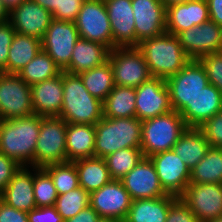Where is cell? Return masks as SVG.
<instances>
[{"label": "cell", "instance_id": "1", "mask_svg": "<svg viewBox=\"0 0 222 222\" xmlns=\"http://www.w3.org/2000/svg\"><path fill=\"white\" fill-rule=\"evenodd\" d=\"M41 116L0 120V153L26 166L34 161Z\"/></svg>", "mask_w": 222, "mask_h": 222}, {"label": "cell", "instance_id": "2", "mask_svg": "<svg viewBox=\"0 0 222 222\" xmlns=\"http://www.w3.org/2000/svg\"><path fill=\"white\" fill-rule=\"evenodd\" d=\"M152 77L167 79L180 71L191 59L176 35L164 32L137 45Z\"/></svg>", "mask_w": 222, "mask_h": 222}, {"label": "cell", "instance_id": "3", "mask_svg": "<svg viewBox=\"0 0 222 222\" xmlns=\"http://www.w3.org/2000/svg\"><path fill=\"white\" fill-rule=\"evenodd\" d=\"M58 117L67 123L95 125L103 117V102L87 91L78 74L63 71V105Z\"/></svg>", "mask_w": 222, "mask_h": 222}, {"label": "cell", "instance_id": "4", "mask_svg": "<svg viewBox=\"0 0 222 222\" xmlns=\"http://www.w3.org/2000/svg\"><path fill=\"white\" fill-rule=\"evenodd\" d=\"M142 121L137 117L102 119L95 124L94 156L104 158L124 148L141 147Z\"/></svg>", "mask_w": 222, "mask_h": 222}, {"label": "cell", "instance_id": "5", "mask_svg": "<svg viewBox=\"0 0 222 222\" xmlns=\"http://www.w3.org/2000/svg\"><path fill=\"white\" fill-rule=\"evenodd\" d=\"M187 128L181 115L174 110L142 121L140 148L144 157L172 150Z\"/></svg>", "mask_w": 222, "mask_h": 222}, {"label": "cell", "instance_id": "6", "mask_svg": "<svg viewBox=\"0 0 222 222\" xmlns=\"http://www.w3.org/2000/svg\"><path fill=\"white\" fill-rule=\"evenodd\" d=\"M66 128L67 122L61 117L41 116L32 167L44 168L50 164L66 162Z\"/></svg>", "mask_w": 222, "mask_h": 222}, {"label": "cell", "instance_id": "7", "mask_svg": "<svg viewBox=\"0 0 222 222\" xmlns=\"http://www.w3.org/2000/svg\"><path fill=\"white\" fill-rule=\"evenodd\" d=\"M109 63L114 85L138 87L152 76L138 47H118L110 51Z\"/></svg>", "mask_w": 222, "mask_h": 222}, {"label": "cell", "instance_id": "8", "mask_svg": "<svg viewBox=\"0 0 222 222\" xmlns=\"http://www.w3.org/2000/svg\"><path fill=\"white\" fill-rule=\"evenodd\" d=\"M34 114L31 85L18 74L0 73V120Z\"/></svg>", "mask_w": 222, "mask_h": 222}, {"label": "cell", "instance_id": "9", "mask_svg": "<svg viewBox=\"0 0 222 222\" xmlns=\"http://www.w3.org/2000/svg\"><path fill=\"white\" fill-rule=\"evenodd\" d=\"M208 83L204 67L198 60H190L175 75L166 79L172 109L179 112Z\"/></svg>", "mask_w": 222, "mask_h": 222}, {"label": "cell", "instance_id": "10", "mask_svg": "<svg viewBox=\"0 0 222 222\" xmlns=\"http://www.w3.org/2000/svg\"><path fill=\"white\" fill-rule=\"evenodd\" d=\"M75 24L80 38L113 49L111 24L104 0H86Z\"/></svg>", "mask_w": 222, "mask_h": 222}, {"label": "cell", "instance_id": "11", "mask_svg": "<svg viewBox=\"0 0 222 222\" xmlns=\"http://www.w3.org/2000/svg\"><path fill=\"white\" fill-rule=\"evenodd\" d=\"M79 38L75 22L52 19L41 40L42 50L64 71Z\"/></svg>", "mask_w": 222, "mask_h": 222}, {"label": "cell", "instance_id": "12", "mask_svg": "<svg viewBox=\"0 0 222 222\" xmlns=\"http://www.w3.org/2000/svg\"><path fill=\"white\" fill-rule=\"evenodd\" d=\"M180 198L199 222L222 216V183H189Z\"/></svg>", "mask_w": 222, "mask_h": 222}, {"label": "cell", "instance_id": "13", "mask_svg": "<svg viewBox=\"0 0 222 222\" xmlns=\"http://www.w3.org/2000/svg\"><path fill=\"white\" fill-rule=\"evenodd\" d=\"M176 36L191 60H198L203 55L222 51V27L210 19Z\"/></svg>", "mask_w": 222, "mask_h": 222}, {"label": "cell", "instance_id": "14", "mask_svg": "<svg viewBox=\"0 0 222 222\" xmlns=\"http://www.w3.org/2000/svg\"><path fill=\"white\" fill-rule=\"evenodd\" d=\"M149 159L154 165L164 191L180 197L190 183V169L187 165L173 149L154 154Z\"/></svg>", "mask_w": 222, "mask_h": 222}, {"label": "cell", "instance_id": "15", "mask_svg": "<svg viewBox=\"0 0 222 222\" xmlns=\"http://www.w3.org/2000/svg\"><path fill=\"white\" fill-rule=\"evenodd\" d=\"M135 117L145 121L172 111L170 94L166 80L151 77L135 88Z\"/></svg>", "mask_w": 222, "mask_h": 222}, {"label": "cell", "instance_id": "16", "mask_svg": "<svg viewBox=\"0 0 222 222\" xmlns=\"http://www.w3.org/2000/svg\"><path fill=\"white\" fill-rule=\"evenodd\" d=\"M132 199L121 180H111L100 189L90 193V206L101 218L124 221Z\"/></svg>", "mask_w": 222, "mask_h": 222}, {"label": "cell", "instance_id": "17", "mask_svg": "<svg viewBox=\"0 0 222 222\" xmlns=\"http://www.w3.org/2000/svg\"><path fill=\"white\" fill-rule=\"evenodd\" d=\"M136 47L146 39L166 32V7L161 0H131Z\"/></svg>", "mask_w": 222, "mask_h": 222}, {"label": "cell", "instance_id": "18", "mask_svg": "<svg viewBox=\"0 0 222 222\" xmlns=\"http://www.w3.org/2000/svg\"><path fill=\"white\" fill-rule=\"evenodd\" d=\"M52 19V14L33 0H25L9 12V22L16 33L40 40Z\"/></svg>", "mask_w": 222, "mask_h": 222}, {"label": "cell", "instance_id": "19", "mask_svg": "<svg viewBox=\"0 0 222 222\" xmlns=\"http://www.w3.org/2000/svg\"><path fill=\"white\" fill-rule=\"evenodd\" d=\"M132 200L168 195L161 187L152 161L144 157L121 179Z\"/></svg>", "mask_w": 222, "mask_h": 222}, {"label": "cell", "instance_id": "20", "mask_svg": "<svg viewBox=\"0 0 222 222\" xmlns=\"http://www.w3.org/2000/svg\"><path fill=\"white\" fill-rule=\"evenodd\" d=\"M111 24L113 49L136 47L135 20L131 0H104Z\"/></svg>", "mask_w": 222, "mask_h": 222}, {"label": "cell", "instance_id": "21", "mask_svg": "<svg viewBox=\"0 0 222 222\" xmlns=\"http://www.w3.org/2000/svg\"><path fill=\"white\" fill-rule=\"evenodd\" d=\"M221 110L222 94L213 84L208 83L178 113L188 128H198Z\"/></svg>", "mask_w": 222, "mask_h": 222}, {"label": "cell", "instance_id": "22", "mask_svg": "<svg viewBox=\"0 0 222 222\" xmlns=\"http://www.w3.org/2000/svg\"><path fill=\"white\" fill-rule=\"evenodd\" d=\"M209 20L206 0H189L166 7V32L178 33Z\"/></svg>", "mask_w": 222, "mask_h": 222}, {"label": "cell", "instance_id": "23", "mask_svg": "<svg viewBox=\"0 0 222 222\" xmlns=\"http://www.w3.org/2000/svg\"><path fill=\"white\" fill-rule=\"evenodd\" d=\"M34 113L42 116H59L63 105V71L50 79L31 85Z\"/></svg>", "mask_w": 222, "mask_h": 222}, {"label": "cell", "instance_id": "24", "mask_svg": "<svg viewBox=\"0 0 222 222\" xmlns=\"http://www.w3.org/2000/svg\"><path fill=\"white\" fill-rule=\"evenodd\" d=\"M33 183L34 174L26 166H21L0 194V199L7 205L28 213L36 208Z\"/></svg>", "mask_w": 222, "mask_h": 222}, {"label": "cell", "instance_id": "25", "mask_svg": "<svg viewBox=\"0 0 222 222\" xmlns=\"http://www.w3.org/2000/svg\"><path fill=\"white\" fill-rule=\"evenodd\" d=\"M111 49L103 44L79 38L76 42L69 66L64 70L80 74L108 61Z\"/></svg>", "mask_w": 222, "mask_h": 222}, {"label": "cell", "instance_id": "26", "mask_svg": "<svg viewBox=\"0 0 222 222\" xmlns=\"http://www.w3.org/2000/svg\"><path fill=\"white\" fill-rule=\"evenodd\" d=\"M177 198L168 194L158 198L132 200L124 222H165L170 205Z\"/></svg>", "mask_w": 222, "mask_h": 222}, {"label": "cell", "instance_id": "27", "mask_svg": "<svg viewBox=\"0 0 222 222\" xmlns=\"http://www.w3.org/2000/svg\"><path fill=\"white\" fill-rule=\"evenodd\" d=\"M95 148V125L67 123L66 162L93 157Z\"/></svg>", "mask_w": 222, "mask_h": 222}, {"label": "cell", "instance_id": "28", "mask_svg": "<svg viewBox=\"0 0 222 222\" xmlns=\"http://www.w3.org/2000/svg\"><path fill=\"white\" fill-rule=\"evenodd\" d=\"M73 162L78 173L79 186L88 193L100 189L112 180L104 158L93 156Z\"/></svg>", "mask_w": 222, "mask_h": 222}, {"label": "cell", "instance_id": "29", "mask_svg": "<svg viewBox=\"0 0 222 222\" xmlns=\"http://www.w3.org/2000/svg\"><path fill=\"white\" fill-rule=\"evenodd\" d=\"M209 143L198 128H187L174 144L173 150L191 170L206 155Z\"/></svg>", "mask_w": 222, "mask_h": 222}, {"label": "cell", "instance_id": "30", "mask_svg": "<svg viewBox=\"0 0 222 222\" xmlns=\"http://www.w3.org/2000/svg\"><path fill=\"white\" fill-rule=\"evenodd\" d=\"M7 73L18 74L42 49L41 40L15 33L9 47Z\"/></svg>", "mask_w": 222, "mask_h": 222}, {"label": "cell", "instance_id": "31", "mask_svg": "<svg viewBox=\"0 0 222 222\" xmlns=\"http://www.w3.org/2000/svg\"><path fill=\"white\" fill-rule=\"evenodd\" d=\"M136 91L134 87L114 86L103 101V117H135Z\"/></svg>", "mask_w": 222, "mask_h": 222}, {"label": "cell", "instance_id": "32", "mask_svg": "<svg viewBox=\"0 0 222 222\" xmlns=\"http://www.w3.org/2000/svg\"><path fill=\"white\" fill-rule=\"evenodd\" d=\"M78 75L87 91L102 102L115 86L109 60L100 66L81 72Z\"/></svg>", "mask_w": 222, "mask_h": 222}, {"label": "cell", "instance_id": "33", "mask_svg": "<svg viewBox=\"0 0 222 222\" xmlns=\"http://www.w3.org/2000/svg\"><path fill=\"white\" fill-rule=\"evenodd\" d=\"M190 183H222V148L208 149L203 159L190 170Z\"/></svg>", "mask_w": 222, "mask_h": 222}, {"label": "cell", "instance_id": "34", "mask_svg": "<svg viewBox=\"0 0 222 222\" xmlns=\"http://www.w3.org/2000/svg\"><path fill=\"white\" fill-rule=\"evenodd\" d=\"M61 72V68L41 49L37 55L20 70L18 75L28 85H32L53 78Z\"/></svg>", "mask_w": 222, "mask_h": 222}, {"label": "cell", "instance_id": "35", "mask_svg": "<svg viewBox=\"0 0 222 222\" xmlns=\"http://www.w3.org/2000/svg\"><path fill=\"white\" fill-rule=\"evenodd\" d=\"M144 158L141 148H124L104 157L112 180H121Z\"/></svg>", "mask_w": 222, "mask_h": 222}, {"label": "cell", "instance_id": "36", "mask_svg": "<svg viewBox=\"0 0 222 222\" xmlns=\"http://www.w3.org/2000/svg\"><path fill=\"white\" fill-rule=\"evenodd\" d=\"M43 169L51 176L58 195L79 187L78 173L74 162L50 164Z\"/></svg>", "mask_w": 222, "mask_h": 222}, {"label": "cell", "instance_id": "37", "mask_svg": "<svg viewBox=\"0 0 222 222\" xmlns=\"http://www.w3.org/2000/svg\"><path fill=\"white\" fill-rule=\"evenodd\" d=\"M89 205L90 193L79 186L65 194L58 195L54 207L62 219L66 220L74 217Z\"/></svg>", "mask_w": 222, "mask_h": 222}, {"label": "cell", "instance_id": "38", "mask_svg": "<svg viewBox=\"0 0 222 222\" xmlns=\"http://www.w3.org/2000/svg\"><path fill=\"white\" fill-rule=\"evenodd\" d=\"M35 169V170H34ZM34 196L36 207H51L58 197L51 176L43 168H34Z\"/></svg>", "mask_w": 222, "mask_h": 222}, {"label": "cell", "instance_id": "39", "mask_svg": "<svg viewBox=\"0 0 222 222\" xmlns=\"http://www.w3.org/2000/svg\"><path fill=\"white\" fill-rule=\"evenodd\" d=\"M198 61L207 73L208 82L222 94V51L203 55Z\"/></svg>", "mask_w": 222, "mask_h": 222}, {"label": "cell", "instance_id": "40", "mask_svg": "<svg viewBox=\"0 0 222 222\" xmlns=\"http://www.w3.org/2000/svg\"><path fill=\"white\" fill-rule=\"evenodd\" d=\"M198 129L210 147L222 148V110L205 121Z\"/></svg>", "mask_w": 222, "mask_h": 222}, {"label": "cell", "instance_id": "41", "mask_svg": "<svg viewBox=\"0 0 222 222\" xmlns=\"http://www.w3.org/2000/svg\"><path fill=\"white\" fill-rule=\"evenodd\" d=\"M15 33L9 21L0 24V73H7L9 47L12 44Z\"/></svg>", "mask_w": 222, "mask_h": 222}, {"label": "cell", "instance_id": "42", "mask_svg": "<svg viewBox=\"0 0 222 222\" xmlns=\"http://www.w3.org/2000/svg\"><path fill=\"white\" fill-rule=\"evenodd\" d=\"M165 222H199L189 207L178 197L169 208Z\"/></svg>", "mask_w": 222, "mask_h": 222}, {"label": "cell", "instance_id": "43", "mask_svg": "<svg viewBox=\"0 0 222 222\" xmlns=\"http://www.w3.org/2000/svg\"><path fill=\"white\" fill-rule=\"evenodd\" d=\"M86 0H62L61 10H56L53 19L75 22L82 5Z\"/></svg>", "mask_w": 222, "mask_h": 222}, {"label": "cell", "instance_id": "44", "mask_svg": "<svg viewBox=\"0 0 222 222\" xmlns=\"http://www.w3.org/2000/svg\"><path fill=\"white\" fill-rule=\"evenodd\" d=\"M15 160L0 153V194L7 187L8 183L12 180L14 174L20 169Z\"/></svg>", "mask_w": 222, "mask_h": 222}, {"label": "cell", "instance_id": "45", "mask_svg": "<svg viewBox=\"0 0 222 222\" xmlns=\"http://www.w3.org/2000/svg\"><path fill=\"white\" fill-rule=\"evenodd\" d=\"M27 216L29 222H64L54 206L36 207Z\"/></svg>", "mask_w": 222, "mask_h": 222}, {"label": "cell", "instance_id": "46", "mask_svg": "<svg viewBox=\"0 0 222 222\" xmlns=\"http://www.w3.org/2000/svg\"><path fill=\"white\" fill-rule=\"evenodd\" d=\"M0 222H29L27 212L17 210L0 199Z\"/></svg>", "mask_w": 222, "mask_h": 222}, {"label": "cell", "instance_id": "47", "mask_svg": "<svg viewBox=\"0 0 222 222\" xmlns=\"http://www.w3.org/2000/svg\"><path fill=\"white\" fill-rule=\"evenodd\" d=\"M100 218L98 213L89 205L74 217L64 220V222H98Z\"/></svg>", "mask_w": 222, "mask_h": 222}, {"label": "cell", "instance_id": "48", "mask_svg": "<svg viewBox=\"0 0 222 222\" xmlns=\"http://www.w3.org/2000/svg\"><path fill=\"white\" fill-rule=\"evenodd\" d=\"M209 19L222 27V0H206Z\"/></svg>", "mask_w": 222, "mask_h": 222}, {"label": "cell", "instance_id": "49", "mask_svg": "<svg viewBox=\"0 0 222 222\" xmlns=\"http://www.w3.org/2000/svg\"><path fill=\"white\" fill-rule=\"evenodd\" d=\"M46 10H48L51 14H53L56 10H61V1L62 0H33Z\"/></svg>", "mask_w": 222, "mask_h": 222}, {"label": "cell", "instance_id": "50", "mask_svg": "<svg viewBox=\"0 0 222 222\" xmlns=\"http://www.w3.org/2000/svg\"><path fill=\"white\" fill-rule=\"evenodd\" d=\"M24 1L25 0H1L8 12H11L14 8H16L19 4Z\"/></svg>", "mask_w": 222, "mask_h": 222}, {"label": "cell", "instance_id": "51", "mask_svg": "<svg viewBox=\"0 0 222 222\" xmlns=\"http://www.w3.org/2000/svg\"><path fill=\"white\" fill-rule=\"evenodd\" d=\"M9 21V12L0 0V24Z\"/></svg>", "mask_w": 222, "mask_h": 222}, {"label": "cell", "instance_id": "52", "mask_svg": "<svg viewBox=\"0 0 222 222\" xmlns=\"http://www.w3.org/2000/svg\"><path fill=\"white\" fill-rule=\"evenodd\" d=\"M186 1L189 0H161V2L165 5V7L172 6L175 4L185 3Z\"/></svg>", "mask_w": 222, "mask_h": 222}, {"label": "cell", "instance_id": "53", "mask_svg": "<svg viewBox=\"0 0 222 222\" xmlns=\"http://www.w3.org/2000/svg\"><path fill=\"white\" fill-rule=\"evenodd\" d=\"M98 222H124L115 218H100Z\"/></svg>", "mask_w": 222, "mask_h": 222}, {"label": "cell", "instance_id": "54", "mask_svg": "<svg viewBox=\"0 0 222 222\" xmlns=\"http://www.w3.org/2000/svg\"><path fill=\"white\" fill-rule=\"evenodd\" d=\"M209 222H222V216H219L216 219L210 220Z\"/></svg>", "mask_w": 222, "mask_h": 222}]
</instances>
